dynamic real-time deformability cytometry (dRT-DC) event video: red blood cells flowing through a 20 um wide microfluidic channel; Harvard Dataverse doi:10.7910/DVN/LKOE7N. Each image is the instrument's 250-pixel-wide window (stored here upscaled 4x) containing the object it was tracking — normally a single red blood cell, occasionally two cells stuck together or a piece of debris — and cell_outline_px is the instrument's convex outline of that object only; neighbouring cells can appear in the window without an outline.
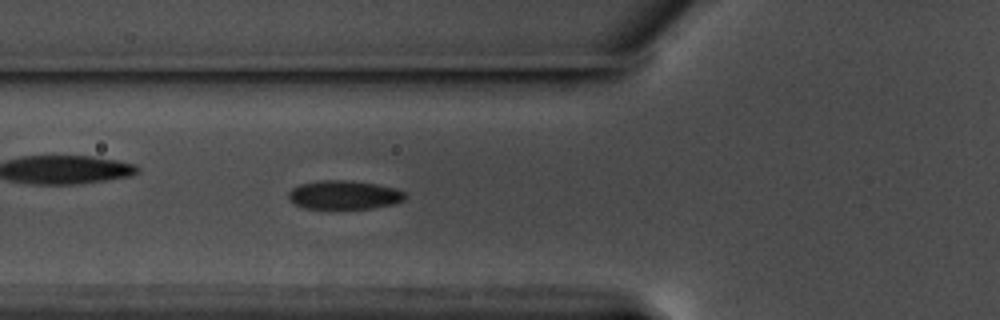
{"species": "common noctule bat (a hibernating species)", "species_latin": "Nyctalus noctula", "temperature_condition": "warm", "stored_images_in_passage": 55, "camera_frame_rate_fps": 3000, "um_per_image_px": 0.085, "animal": {"sex": "male", "body_mass_g": 17.5, "forearm_length_mm": 52.3}, "frame": {"image": 1, "passage_image": 22, "time_ms": 7.0, "image_size_px": [1000, 320], "cell_outline_px": [[408, 196], [404, 200], [396, 204], [372, 208], [304, 208], [292, 204], [288, 200], [288, 192], [292, 188], [300, 184], [320, 180], [348, 180], [376, 184], [396, 188], [404, 192]], "centroid_in_image_um": [29.24, 16.57], "position_along_channel_um": 96.6, "area_um2": 19.77}}
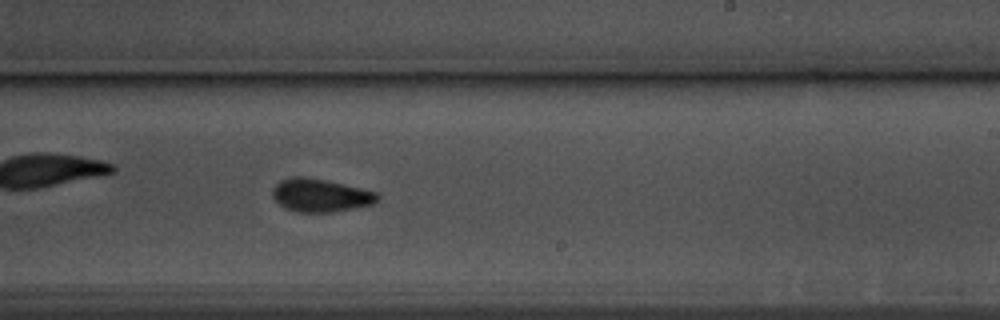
{"frame": {"image": 2, "passage_image": 36, "time_ms": 11.667, "image_size_px": [1000, 320], "cell_outline_px": [[380, 196], [372, 204], [356, 208], [332, 212], [296, 212], [284, 208], [272, 196], [272, 188], [280, 180], [292, 176], [304, 176], [324, 180], [360, 188], [376, 192]], "centroid_in_image_um": [27.19, 16.6], "position_along_channel_um": 261.8, "area_um2": 20.17}}
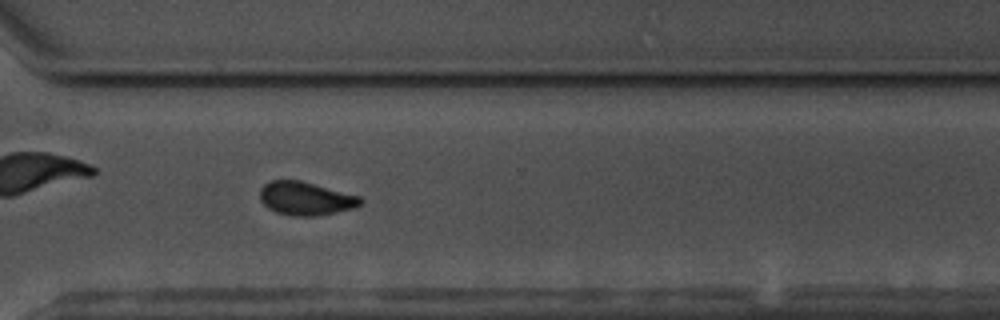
{"frame": {"image": 3, "passage_image": 43, "time_ms": 14.0, "image_size_px": [1000, 320], "cell_outline_px": [[364, 200], [356, 208], [320, 216], [292, 216], [276, 212], [268, 208], [260, 200], [260, 188], [264, 184], [272, 180], [300, 180], [360, 196]], "centroid_in_image_um": [26.0, 16.88], "position_along_channel_um": 344.6, "area_um2": 19.77}, "authors_computed_cell_mechanics": {"area_um2": 19.652, "velocity_mm_per_s": 3.5453, "shape_relaxation_time_tau1_ms": 3.5614, "shape_relaxation_time_tau2_ms": 2.7257, "deformation_change_tau1": 0.0973, "deformation_change_tau2": 0.0675}}